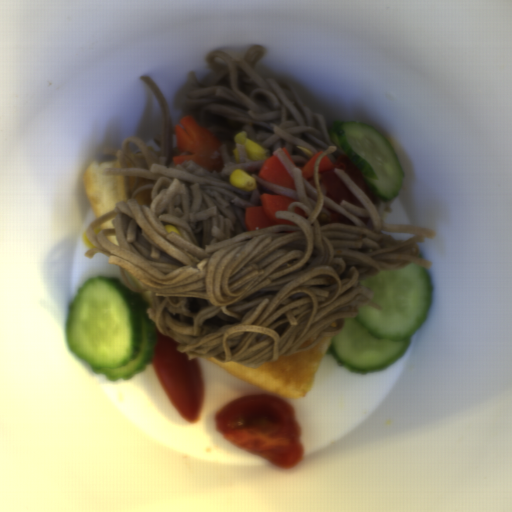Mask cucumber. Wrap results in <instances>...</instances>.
I'll use <instances>...</instances> for the list:
<instances>
[{
    "instance_id": "1",
    "label": "cucumber",
    "mask_w": 512,
    "mask_h": 512,
    "mask_svg": "<svg viewBox=\"0 0 512 512\" xmlns=\"http://www.w3.org/2000/svg\"><path fill=\"white\" fill-rule=\"evenodd\" d=\"M149 306L119 278L86 279L67 305L70 350L110 381H129L154 357L158 328Z\"/></svg>"
},
{
    "instance_id": "2",
    "label": "cucumber",
    "mask_w": 512,
    "mask_h": 512,
    "mask_svg": "<svg viewBox=\"0 0 512 512\" xmlns=\"http://www.w3.org/2000/svg\"><path fill=\"white\" fill-rule=\"evenodd\" d=\"M360 285L371 290L372 302L354 318H343V328L328 343L326 355L351 372L367 374L389 368L409 349L433 301L426 268L413 262L399 269H381Z\"/></svg>"
},
{
    "instance_id": "3",
    "label": "cucumber",
    "mask_w": 512,
    "mask_h": 512,
    "mask_svg": "<svg viewBox=\"0 0 512 512\" xmlns=\"http://www.w3.org/2000/svg\"><path fill=\"white\" fill-rule=\"evenodd\" d=\"M329 136L355 164L372 196L386 203L398 197L405 171L380 131L355 120L337 121L331 124Z\"/></svg>"
}]
</instances>
